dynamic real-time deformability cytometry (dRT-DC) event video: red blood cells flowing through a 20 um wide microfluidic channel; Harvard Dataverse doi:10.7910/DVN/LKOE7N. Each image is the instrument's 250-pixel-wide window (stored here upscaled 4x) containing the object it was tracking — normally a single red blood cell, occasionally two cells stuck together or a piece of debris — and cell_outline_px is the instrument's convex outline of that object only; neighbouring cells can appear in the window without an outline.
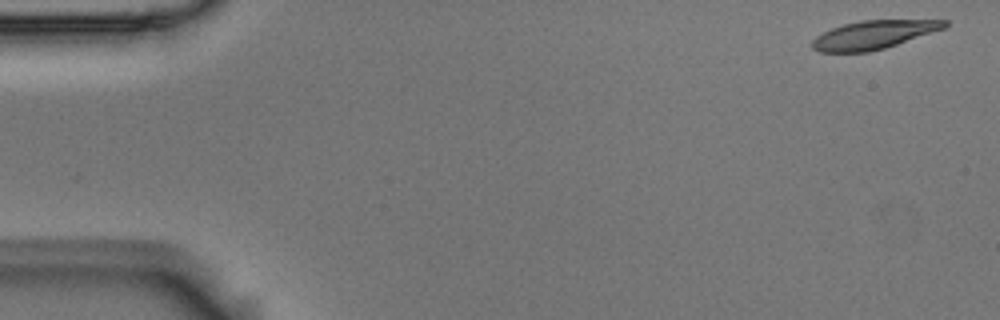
{"species": "Egyptian fruit bat (a non-hibernating species)", "species_latin": "Rousettus aegyptiacus", "temperature_condition": "room temperature", "stored_images_in_passage": 5, "camera_frame_rate_fps": 3000, "um_per_image_px": 0.085, "animal": {"sex": "male"}, "frame": {"image": 1, "passage_image": 1, "time_ms": 0.0, "image_size_px": [1000, 320], "cell_outline_px": [[948, 24], [944, 28], [884, 48], [868, 52], [820, 52], [812, 48], [812, 40], [816, 36], [832, 28], [844, 24], [860, 20], [948, 20]], "centroid_in_image_um": [74.21, 2.95], "position_along_channel_um": 10.8, "area_um2": 21.62}}
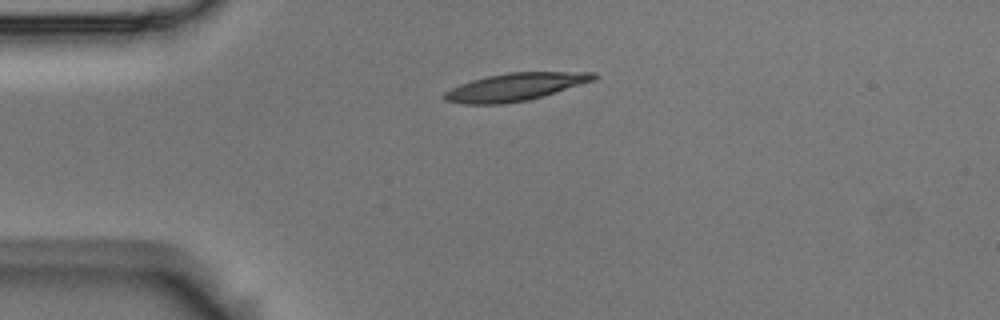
{"frame": {"image": 2, "passage_image": 4, "time_ms": 1.0, "image_size_px": [1000, 320], "cell_outline_px": [[600, 76], [592, 80], [544, 96], [528, 100], [504, 104], [464, 104], [444, 100], [440, 96], [444, 92], [460, 84], [472, 80], [488, 76], [508, 72], [596, 72]], "centroid_in_image_um": [43.75, 7.39], "position_along_channel_um": 41.2, "area_um2": 24.04}}